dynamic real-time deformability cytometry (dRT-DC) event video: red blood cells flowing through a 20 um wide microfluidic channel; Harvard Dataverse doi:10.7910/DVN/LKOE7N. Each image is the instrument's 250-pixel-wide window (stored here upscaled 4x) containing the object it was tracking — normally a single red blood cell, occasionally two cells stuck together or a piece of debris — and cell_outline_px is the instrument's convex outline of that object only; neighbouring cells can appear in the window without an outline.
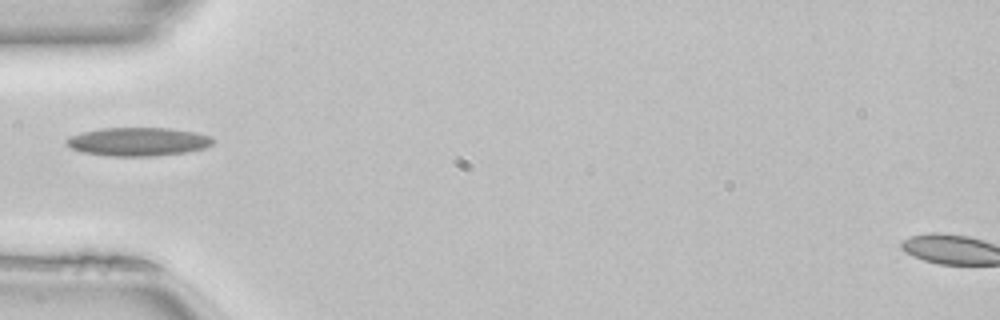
{"species": "common noctule bat (a hibernating species)", "species_latin": "Nyctalus noctula", "temperature_condition": "room temperature", "stored_images_in_passage": 35, "camera_frame_rate_fps": 3000, "um_per_image_px": 0.085, "animal": {"sex": "female", "body_mass_g": 22.7, "forearm_length_mm": 54.2}, "frame": {"image": 1, "passage_image": 1, "time_ms": 0.0, "image_size_px": [1000, 320], "cell_outline_px": [[212, 144], [204, 148], [184, 152], [156, 156], [108, 156], [84, 152], [72, 148], [68, 144], [68, 140], [72, 136], [84, 132], [104, 128], [168, 128], [196, 132], [212, 136]], "centroid_in_image_um": [11.8, 12.04], "position_along_channel_um": 73.2, "area_um2": 23.93}, "authors_computed_cell_mechanics": {"area_um2": 21.7328, "velocity_mm_per_s": 4.0925, "shape_relaxation_time_tau1_ms": 8.6002, "shape_relaxation_time_tau2_ms": 2.8278, "deformation_change_tau1": 0.1892, "deformation_change_tau2": 0.1086}}